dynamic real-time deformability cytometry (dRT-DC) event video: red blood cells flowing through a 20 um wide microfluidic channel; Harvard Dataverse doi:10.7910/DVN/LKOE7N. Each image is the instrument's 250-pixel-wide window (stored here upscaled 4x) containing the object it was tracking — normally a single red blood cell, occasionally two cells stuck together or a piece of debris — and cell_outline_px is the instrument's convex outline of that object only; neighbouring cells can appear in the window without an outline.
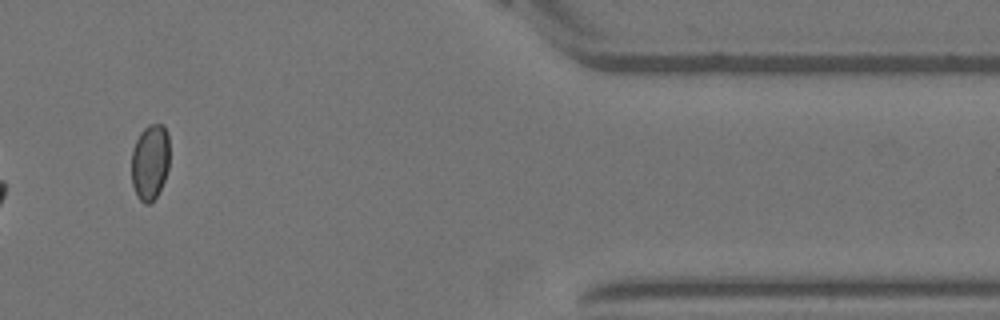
{"species": "Egyptian fruit bat (a non-hibernating species)", "species_latin": "Rousettus aegyptiacus", "temperature_condition": "warm", "stored_images_in_passage": 15, "camera_frame_rate_fps": 3000, "um_per_image_px": 0.085, "animal": {"sex": "female"}, "frame": {"image": 1, "passage_image": 13, "time_ms": 4.0, "image_size_px": [1000, 320], "cell_outline_px": [[168, 168], [164, 180], [156, 196], [148, 204], [144, 204], [136, 196], [132, 184], [132, 148], [140, 132], [148, 124], [164, 124], [168, 132]], "centroid_in_image_um": [12.74, 13.74], "position_along_channel_um": 398.7, "area_um2": 16.88}}
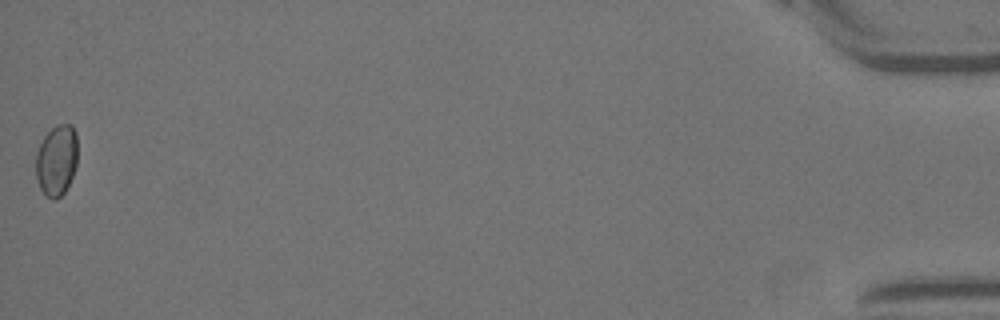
{"frame": {"image": 2, "passage_image": 15, "time_ms": 4.667, "image_size_px": [1000, 320], "cell_outline_px": [[76, 164], [72, 176], [64, 192], [56, 200], [52, 200], [40, 188], [36, 176], [36, 152], [44, 136], [56, 124], [72, 124], [76, 132]], "centroid_in_image_um": [4.8, 13.6], "position_along_channel_um": 430.4, "area_um2": 17.11}}